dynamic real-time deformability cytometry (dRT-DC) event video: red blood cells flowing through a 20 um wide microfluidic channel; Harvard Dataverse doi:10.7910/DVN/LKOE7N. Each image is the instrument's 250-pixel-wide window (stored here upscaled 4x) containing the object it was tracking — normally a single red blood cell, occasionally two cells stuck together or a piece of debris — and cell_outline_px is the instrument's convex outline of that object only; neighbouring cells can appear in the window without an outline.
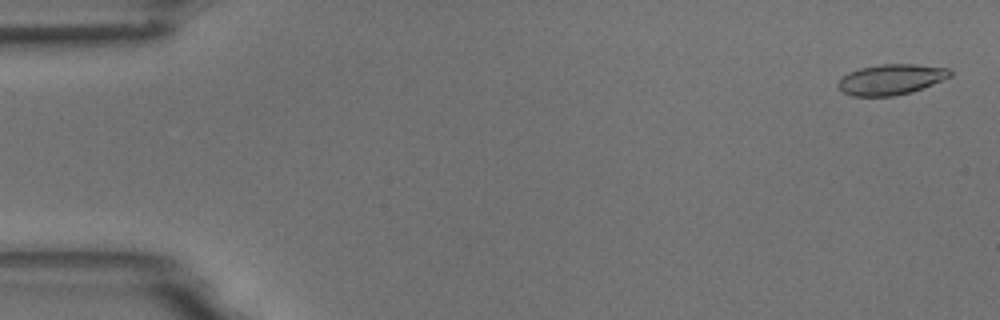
{"species": "common noctule bat (a hibernating species)", "species_latin": "Nyctalus noctula", "temperature_condition": "room temperature", "stored_images_in_passage": 5, "camera_frame_rate_fps": 3000, "um_per_image_px": 0.085, "animal": {"sex": "male", "body_mass_g": 18.8}, "frame": {"image": 1, "passage_image": 1, "time_ms": 0.0, "image_size_px": [1000, 320], "cell_outline_px": [[952, 76], [912, 92], [892, 96], [852, 96], [844, 92], [836, 84], [848, 72], [860, 68], [880, 64], [916, 64], [948, 68], [952, 72]], "centroid_in_image_um": [75.75, 6.75], "position_along_channel_um": 9.3, "area_um2": 19.83}}
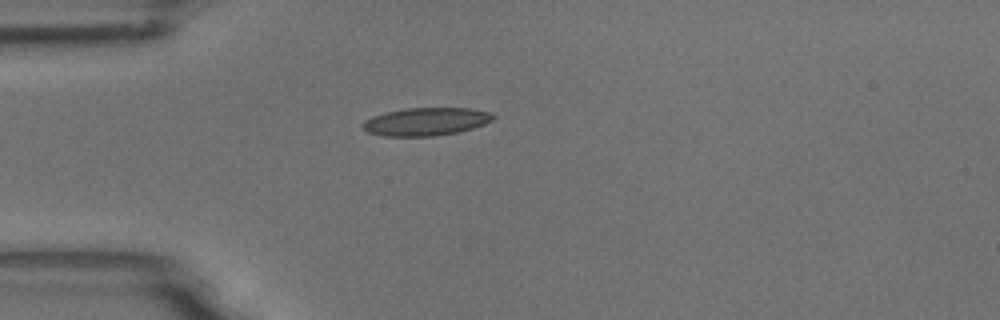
{"frame": {"image": 2, "passage_image": 4, "time_ms": 1.0, "image_size_px": [1000, 320], "cell_outline_px": [[496, 116], [492, 120], [484, 124], [472, 128], [456, 132], [436, 136], [380, 136], [368, 132], [364, 128], [364, 120], [372, 116], [384, 112], [404, 108], [472, 108], [488, 112]], "centroid_in_image_um": [36.19, 10.33], "position_along_channel_um": 48.8, "area_um2": 21.21}}